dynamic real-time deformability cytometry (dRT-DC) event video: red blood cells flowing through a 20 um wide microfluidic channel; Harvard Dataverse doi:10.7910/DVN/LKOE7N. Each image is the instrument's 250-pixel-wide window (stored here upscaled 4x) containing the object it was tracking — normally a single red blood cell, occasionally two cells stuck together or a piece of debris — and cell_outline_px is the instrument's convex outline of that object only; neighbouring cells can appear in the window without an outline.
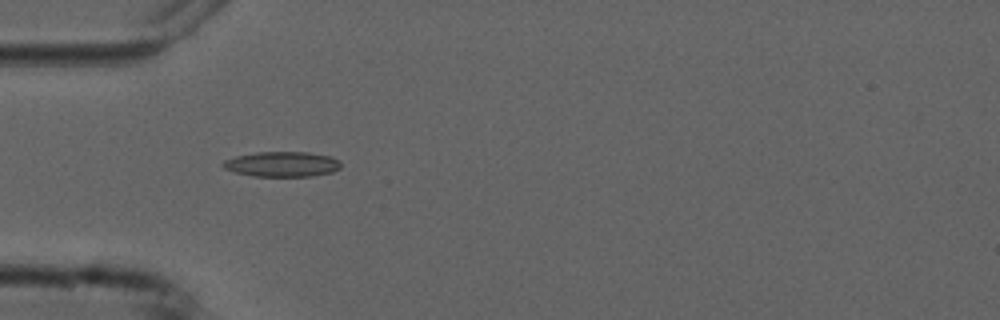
{"species": "common noctule bat (a hibernating species)", "species_latin": "Nyctalus noctula", "temperature_condition": "cold", "stored_images_in_passage": 6, "camera_frame_rate_fps": 3000, "um_per_image_px": 0.085, "animal": {"sex": "male", "forearm_length_mm": 52.5}, "frame": {"image": 1, "passage_image": 5, "time_ms": 4.667, "image_size_px": [1000, 320], "cell_outline_px": [[340, 168], [332, 172], [312, 176], [252, 176], [236, 172], [224, 168], [220, 164], [224, 160], [236, 156], [256, 152], [308, 152], [332, 156], [340, 160]], "centroid_in_image_um": [23.99, 13.95], "position_along_channel_um": 61.0, "area_um2": 17.34}}
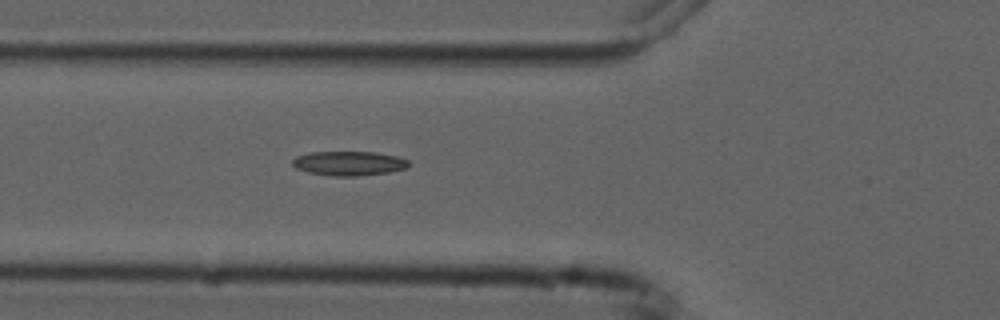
{"frame": {"image": 2, "passage_image": 6, "time_ms": 5.667, "image_size_px": [1000, 320], "cell_outline_px": [[408, 168], [388, 172], [356, 176], [332, 176], [308, 172], [296, 168], [292, 164], [292, 160], [296, 156], [312, 152], [376, 152], [396, 156], [408, 160]], "centroid_in_image_um": [29.65, 13.88], "position_along_channel_um": 96.2, "area_um2": 16.42}}